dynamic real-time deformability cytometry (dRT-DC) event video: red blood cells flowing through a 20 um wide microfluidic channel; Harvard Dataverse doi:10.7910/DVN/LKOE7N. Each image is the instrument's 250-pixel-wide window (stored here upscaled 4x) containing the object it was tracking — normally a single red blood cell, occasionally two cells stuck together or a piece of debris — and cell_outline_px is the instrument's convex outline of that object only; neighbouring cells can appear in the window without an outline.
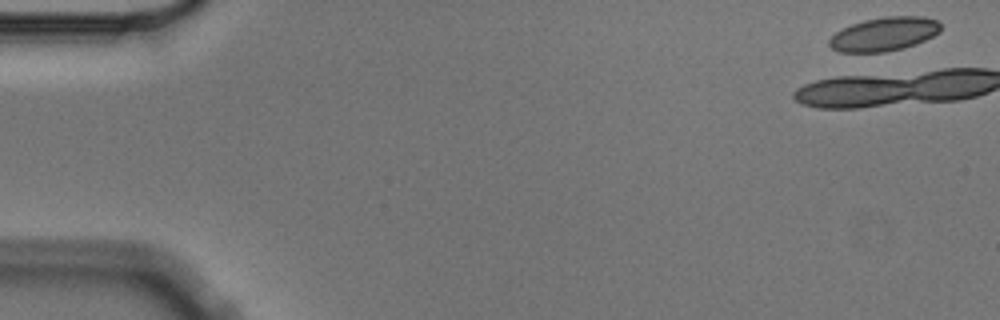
{"species": "Egyptian fruit bat (a non-hibernating species)", "species_latin": "Rousettus aegyptiacus", "temperature_condition": "cold", "stored_images_in_passage": 7, "camera_frame_rate_fps": 3000, "um_per_image_px": 0.085, "animal": {"sex": "male"}, "frame": {"image": 1, "passage_image": 1, "time_ms": 0.0, "image_size_px": [1000, 320], "cell_outline_px": [[940, 32], [924, 40], [904, 48], [884, 52], [840, 52], [832, 48], [828, 44], [828, 40], [836, 32], [852, 24], [864, 20], [884, 16], [924, 16], [936, 20], [940, 24]], "centroid_in_image_um": [75.15, 2.89], "position_along_channel_um": 9.9, "area_um2": 21.85}}
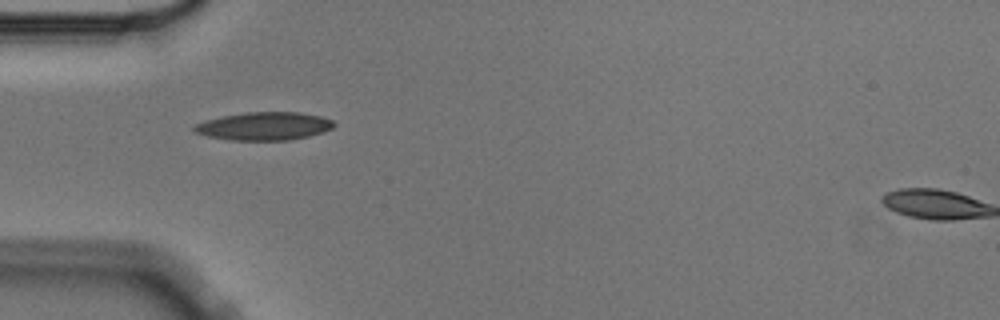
{"frame": {"image": 2, "passage_image": 6, "time_ms": 1.667, "image_size_px": [1000, 320], "cell_outline_px": [[336, 124], [332, 128], [324, 132], [308, 136], [288, 140], [228, 140], [208, 136], [196, 132], [192, 128], [196, 124], [204, 120], [244, 112], [300, 112], [320, 116], [332, 120]], "centroid_in_image_um": [22.46, 10.72], "position_along_channel_um": 62.5, "area_um2": 22.83}}
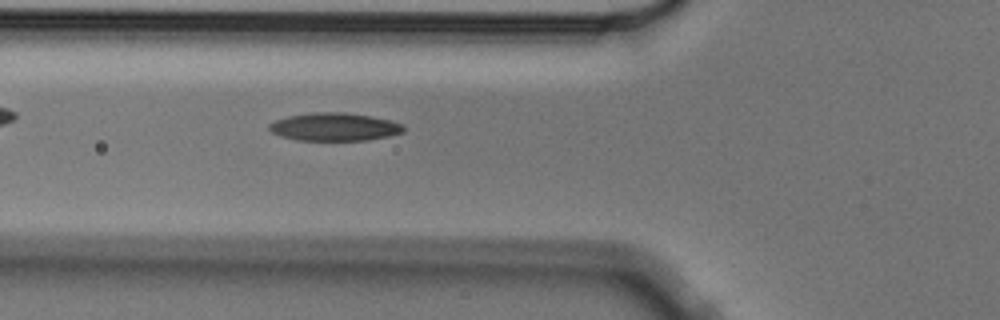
{"frame": {"image": 3, "passage_image": 7, "time_ms": 2.0, "image_size_px": [1000, 320], "cell_outline_px": [[404, 132], [388, 136], [368, 140], [296, 140], [280, 136], [272, 132], [268, 128], [268, 124], [276, 120], [288, 116], [316, 112], [344, 112], [372, 116], [404, 124]], "centroid_in_image_um": [28.43, 10.78], "position_along_channel_um": 97.4, "area_um2": 21.91}}